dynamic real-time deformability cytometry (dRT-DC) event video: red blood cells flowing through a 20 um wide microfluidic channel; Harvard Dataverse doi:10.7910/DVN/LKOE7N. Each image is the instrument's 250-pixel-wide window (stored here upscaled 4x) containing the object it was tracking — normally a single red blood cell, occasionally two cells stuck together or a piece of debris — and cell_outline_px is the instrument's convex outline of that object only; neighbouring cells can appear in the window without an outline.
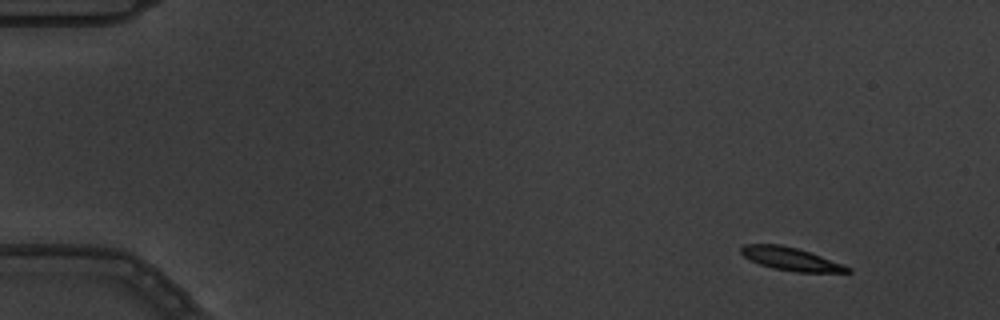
{"species": "common noctule bat (a hibernating species)", "species_latin": "Nyctalus noctula", "temperature_condition": "warm", "stored_images_in_passage": 6, "camera_frame_rate_fps": 3000, "um_per_image_px": 0.085, "animal": {"sex": "male", "body_mass_g": 19.5, "forearm_length_mm": 54.6}, "frame": {"image": 1, "passage_image": 1, "time_ms": 0.0, "image_size_px": [1000, 320], "cell_outline_px": [[852, 272], [796, 272], [772, 268], [760, 264], [744, 256], [740, 252], [740, 248], [744, 244], [780, 244], [796, 248], [820, 256], [852, 268]], "centroid_in_image_um": [67.19, 22.01], "position_along_channel_um": 17.8, "area_um2": 14.05}}